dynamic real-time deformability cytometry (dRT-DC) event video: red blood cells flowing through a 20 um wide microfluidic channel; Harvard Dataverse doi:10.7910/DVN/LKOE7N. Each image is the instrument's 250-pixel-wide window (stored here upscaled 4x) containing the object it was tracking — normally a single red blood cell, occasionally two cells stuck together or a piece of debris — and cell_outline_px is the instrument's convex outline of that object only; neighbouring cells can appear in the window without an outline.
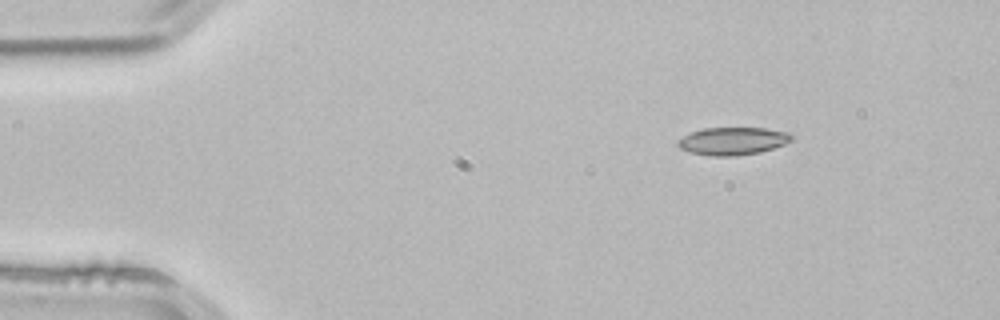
{"species": "common noctule bat (a hibernating species)", "species_latin": "Nyctalus noctula", "temperature_condition": "room temperature", "stored_images_in_passage": 3, "camera_frame_rate_fps": 3000, "um_per_image_px": 0.085, "animal": {"sex": "male", "body_mass_g": 21.5, "forearm_length_mm": 52.0}, "frame": {"image": 1, "passage_image": 1, "time_ms": 0.0, "image_size_px": [1000, 320], "cell_outline_px": [[796, 136], [792, 140], [784, 144], [760, 152], [736, 156], [712, 156], [692, 152], [680, 148], [676, 144], [684, 136], [692, 132], [704, 128], [764, 128], [788, 132]], "centroid_in_image_um": [62.33, 11.98], "position_along_channel_um": 22.7, "area_um2": 18.21}}